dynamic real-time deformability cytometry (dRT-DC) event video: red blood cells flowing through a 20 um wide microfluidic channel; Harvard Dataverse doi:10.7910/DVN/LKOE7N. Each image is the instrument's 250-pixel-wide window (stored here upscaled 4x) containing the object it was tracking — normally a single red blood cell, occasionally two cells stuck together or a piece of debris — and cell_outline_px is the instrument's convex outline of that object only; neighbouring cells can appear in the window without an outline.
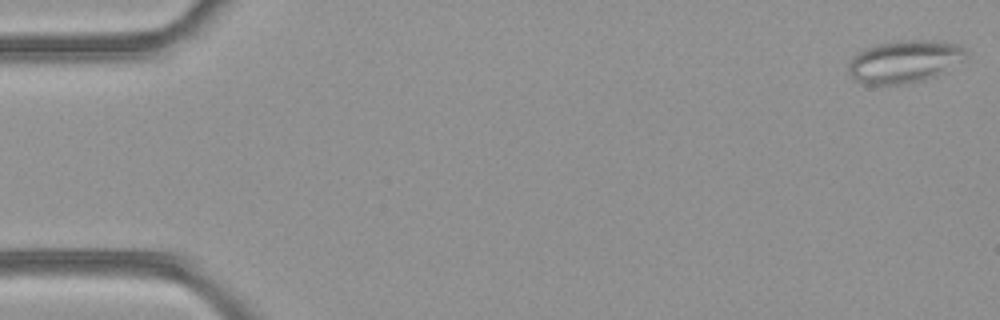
{"species": "common noctule bat (a hibernating species)", "species_latin": "Nyctalus noctula", "temperature_condition": "room temperature", "stored_images_in_passage": 51, "camera_frame_rate_fps": 3000, "um_per_image_px": 0.085, "animal": {"sex": "female", "body_mass_g": 21.9}, "frame": {"image": 1, "passage_image": 1, "time_ms": 0.0, "image_size_px": [1000, 320], "cell_outline_px": [[968, 56], [944, 72], [936, 76], [924, 80], [908, 84], [864, 84], [856, 80], [848, 72], [848, 64], [852, 56], [864, 48], [876, 44], [896, 40], [936, 40], [960, 44], [968, 52]], "centroid_in_image_um": [76.89, 5.21], "position_along_channel_um": 8.1, "area_um2": 29.54}}
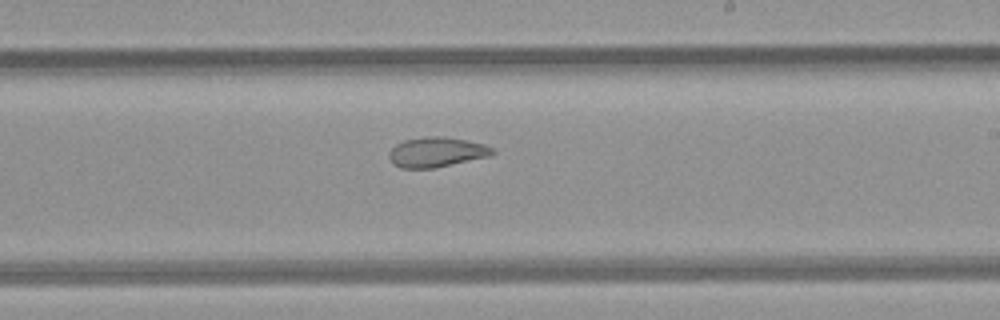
{"frame": {"image": 2, "passage_image": 30, "time_ms": 9.667, "image_size_px": [1000, 320], "cell_outline_px": [[496, 152], [492, 156], [436, 168], [400, 168], [392, 164], [388, 156], [388, 152], [396, 144], [404, 140], [428, 136], [444, 136], [484, 144], [492, 148]], "centroid_in_image_um": [37.1, 12.94], "position_along_channel_um": 251.9, "area_um2": 18.26}}
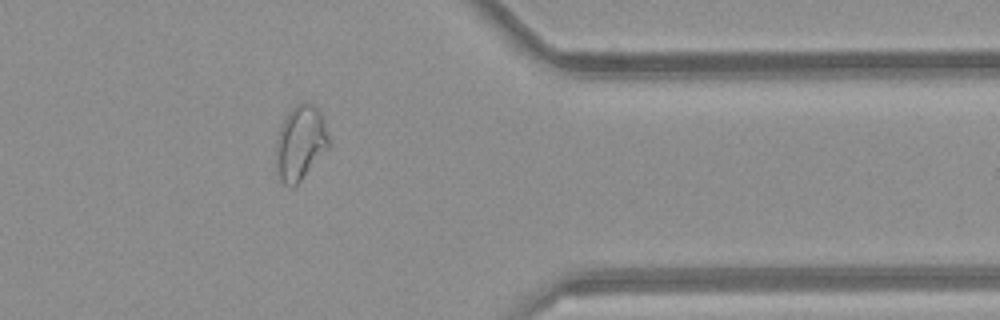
{"frame": {"image": 3, "passage_image": 41, "time_ms": 13.333, "image_size_px": [1000, 320], "cell_outline_px": [[328, 148], [300, 180], [292, 188], [284, 184], [280, 180], [276, 172], [276, 140], [280, 128], [288, 112], [300, 100], [308, 100], [320, 108], [324, 116], [328, 136]], "centroid_in_image_um": [25.53, 12.07], "position_along_channel_um": 385.9, "area_um2": 23.24}, "authors_computed_cell_mechanics": {"area_um2": 24.1026, "velocity_mm_per_s": 4.1031, "shape_relaxation_time_tau1_ms": null, "shape_relaxation_time_tau2_ms": 1.7232, "deformation_change_tau1": null, "deformation_change_tau2": 0.0803}}